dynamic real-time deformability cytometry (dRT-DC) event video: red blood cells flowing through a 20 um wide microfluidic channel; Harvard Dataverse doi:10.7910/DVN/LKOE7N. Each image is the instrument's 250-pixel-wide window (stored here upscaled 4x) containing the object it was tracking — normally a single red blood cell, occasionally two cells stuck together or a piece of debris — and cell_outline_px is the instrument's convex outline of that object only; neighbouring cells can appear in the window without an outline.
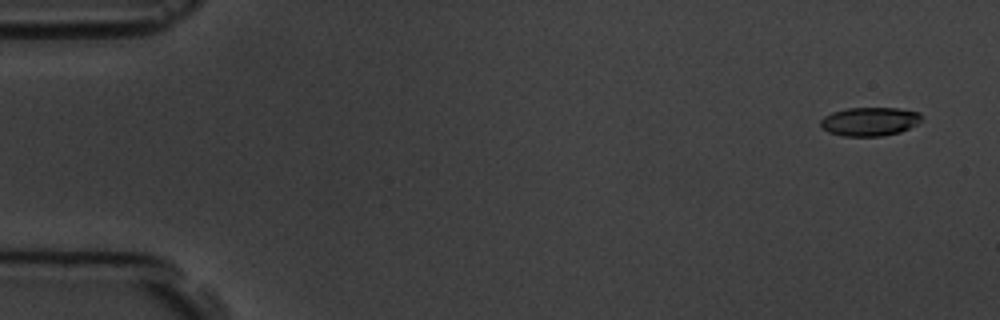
{"species": "common noctule bat (a hibernating species)", "species_latin": "Nyctalus noctula", "temperature_condition": "room temperature", "stored_images_in_passage": 5, "camera_frame_rate_fps": 3000, "um_per_image_px": 0.085, "animal": {"sex": "male", "body_mass_g": 19.5, "forearm_length_mm": 54.6}, "frame": {"image": 1, "passage_image": 1, "time_ms": 0.0, "image_size_px": [1000, 320], "cell_outline_px": [[920, 120], [916, 124], [900, 132], [880, 136], [844, 136], [828, 132], [820, 128], [820, 120], [824, 116], [832, 112], [848, 108], [896, 108], [920, 112]], "centroid_in_image_um": [73.87, 10.33], "position_along_channel_um": 11.1, "area_um2": 16.82}}
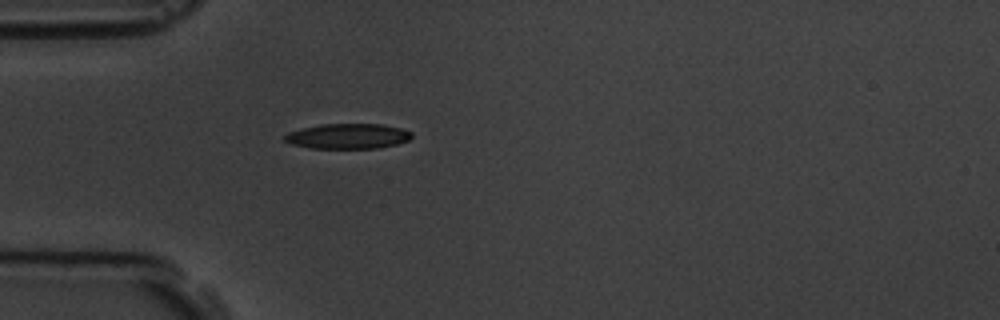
{"frame": {"image": 2, "passage_image": 5, "time_ms": 4.667, "image_size_px": [1000, 320], "cell_outline_px": [[412, 136], [408, 140], [396, 144], [376, 148], [308, 148], [292, 144], [284, 140], [284, 136], [288, 132], [300, 128], [324, 124], [384, 124], [400, 128], [412, 132]], "centroid_in_image_um": [29.55, 11.57], "position_along_channel_um": 55.5, "area_um2": 18.61}}